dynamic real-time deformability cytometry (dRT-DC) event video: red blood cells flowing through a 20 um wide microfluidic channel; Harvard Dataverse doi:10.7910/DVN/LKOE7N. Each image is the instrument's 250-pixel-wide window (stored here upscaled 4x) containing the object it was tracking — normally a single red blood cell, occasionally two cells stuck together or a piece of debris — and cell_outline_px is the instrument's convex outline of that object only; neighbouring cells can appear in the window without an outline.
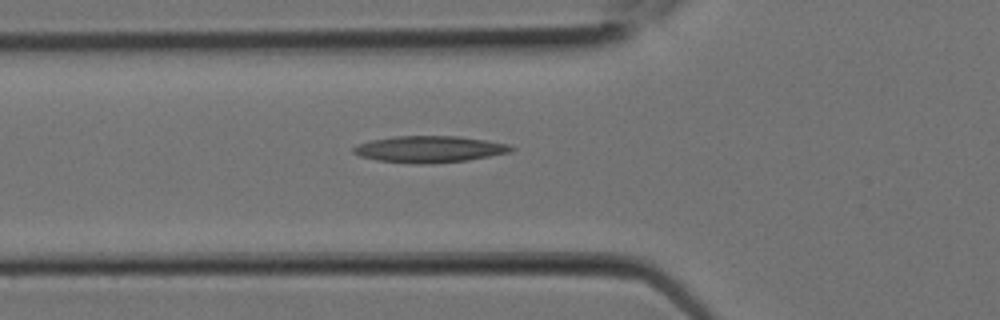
{"species": "Egyptian fruit bat (a non-hibernating species)", "species_latin": "Rousettus aegyptiacus", "temperature_condition": "room temperature", "stored_images_in_passage": 7, "camera_frame_rate_fps": 3000, "um_per_image_px": 0.085, "animal": {"sex": "female"}, "frame": {"image": 1, "passage_image": 7, "time_ms": 2.0, "image_size_px": [1000, 320], "cell_outline_px": [[516, 148], [512, 152], [468, 160], [432, 164], [416, 164], [376, 160], [360, 156], [352, 152], [352, 148], [360, 144], [372, 140], [396, 136], [460, 136], [508, 144]], "centroid_in_image_um": [36.53, 12.69], "position_along_channel_um": 89.3, "area_um2": 24.45}}